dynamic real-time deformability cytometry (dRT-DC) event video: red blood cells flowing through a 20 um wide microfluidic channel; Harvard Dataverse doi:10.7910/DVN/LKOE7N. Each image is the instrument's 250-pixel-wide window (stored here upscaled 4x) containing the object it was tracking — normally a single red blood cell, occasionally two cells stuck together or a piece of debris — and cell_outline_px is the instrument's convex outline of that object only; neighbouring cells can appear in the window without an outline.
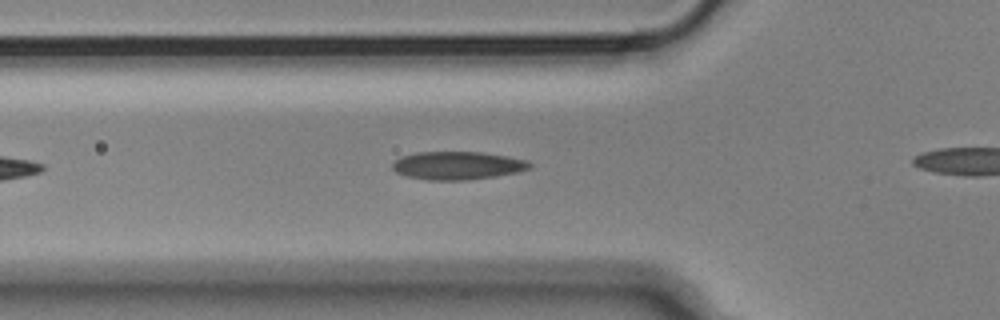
{"species": "Egyptian fruit bat (a non-hibernating species)", "species_latin": "Rousettus aegyptiacus", "temperature_condition": "cold", "stored_images_in_passage": 27, "camera_frame_rate_fps": 3000, "um_per_image_px": 0.085, "animal": {"sex": "male"}, "frame": {"image": 1, "passage_image": 6, "time_ms": 1.667, "image_size_px": [1000, 320], "cell_outline_px": [[532, 168], [516, 172], [496, 176], [464, 180], [428, 180], [408, 176], [396, 172], [392, 168], [392, 164], [400, 156], [416, 152], [480, 152], [508, 156], [528, 160], [532, 164]], "centroid_in_image_um": [38.9, 14.06], "position_along_channel_um": 86.9, "area_um2": 22.48}}
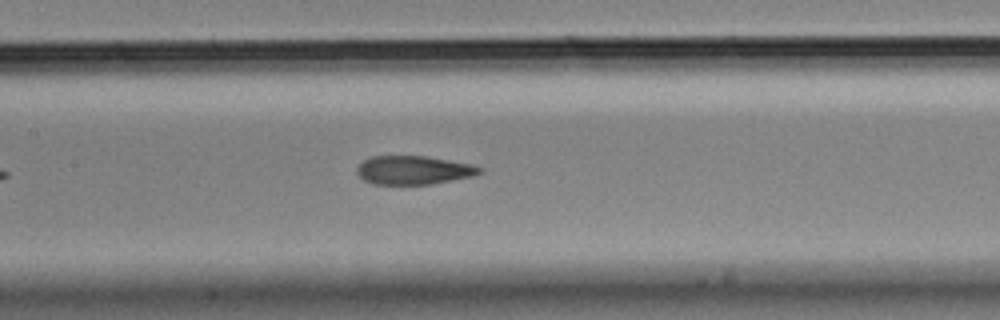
{"frame": {"image": 2, "passage_image": 13, "time_ms": 4.0, "image_size_px": [1000, 320], "cell_outline_px": [[484, 172], [472, 176], [428, 184], [372, 184], [364, 180], [356, 172], [356, 168], [364, 160], [372, 156], [428, 156], [472, 164], [484, 168]], "centroid_in_image_um": [35.17, 14.45], "position_along_channel_um": 172.2, "area_um2": 20.46}}
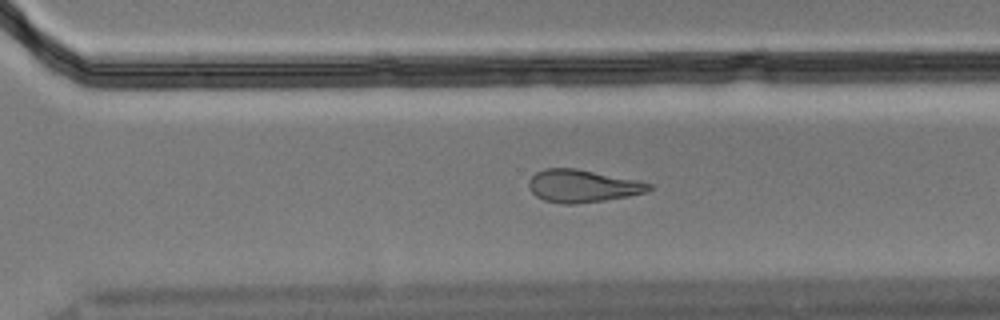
{"frame": {"image": 3, "passage_image": 22, "time_ms": 7.0, "image_size_px": [1000, 320], "cell_outline_px": [[652, 188], [648, 192], [628, 196], [604, 200], [576, 204], [564, 204], [544, 200], [536, 196], [528, 188], [528, 180], [536, 172], [544, 168], [576, 168], [636, 180], [652, 184]], "centroid_in_image_um": [49.49, 15.81], "position_along_channel_um": 321.1, "area_um2": 22.83}}